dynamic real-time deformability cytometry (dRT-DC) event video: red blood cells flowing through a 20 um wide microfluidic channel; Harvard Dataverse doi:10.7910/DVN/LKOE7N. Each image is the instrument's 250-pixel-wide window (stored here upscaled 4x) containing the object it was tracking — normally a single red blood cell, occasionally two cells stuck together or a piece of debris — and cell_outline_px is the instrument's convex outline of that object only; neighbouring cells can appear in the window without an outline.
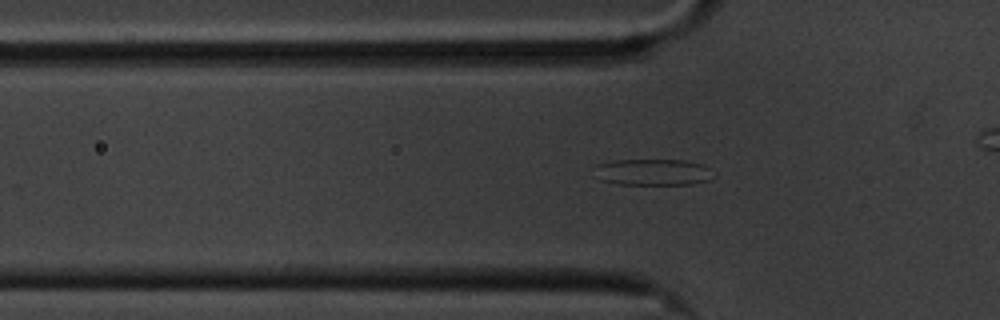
{"species": "common noctule bat (a hibernating species)", "species_latin": "Nyctalus noctula", "temperature_condition": "cold", "stored_images_in_passage": 32, "camera_frame_rate_fps": 3000, "um_per_image_px": 0.085, "animal": {"sex": "male", "body_mass_g": 20.1, "forearm_length_mm": 53.5}, "frame": {"image": 1, "passage_image": 3, "time_ms": 0.667, "image_size_px": [1000, 320], "cell_outline_px": [[716, 176], [708, 180], [692, 184], [616, 184], [600, 180], [596, 164], [612, 160], [684, 160], [704, 164], [716, 172]], "centroid_in_image_um": [55.59, 14.62], "position_along_channel_um": 70.2, "area_um2": 18.44}}
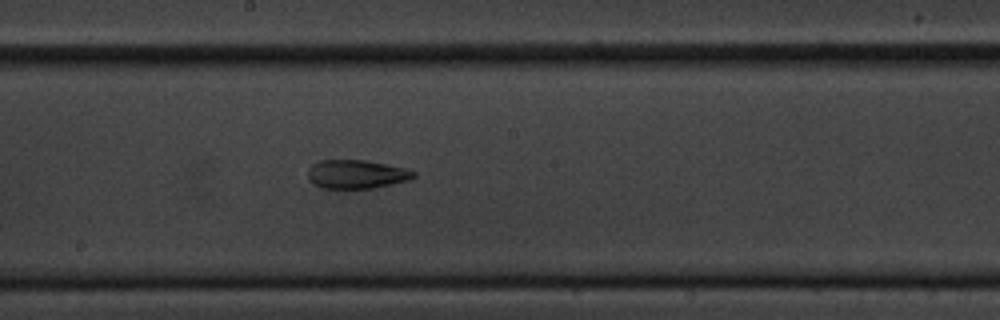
{"frame": {"image": 2, "passage_image": 16, "time_ms": 5.0, "image_size_px": [1000, 320], "cell_outline_px": [[416, 176], [408, 180], [376, 188], [324, 188], [312, 184], [308, 180], [308, 168], [312, 164], [320, 160], [368, 160], [404, 168], [416, 172]], "centroid_in_image_um": [30.28, 14.81], "position_along_channel_um": 217.9, "area_um2": 17.8}}
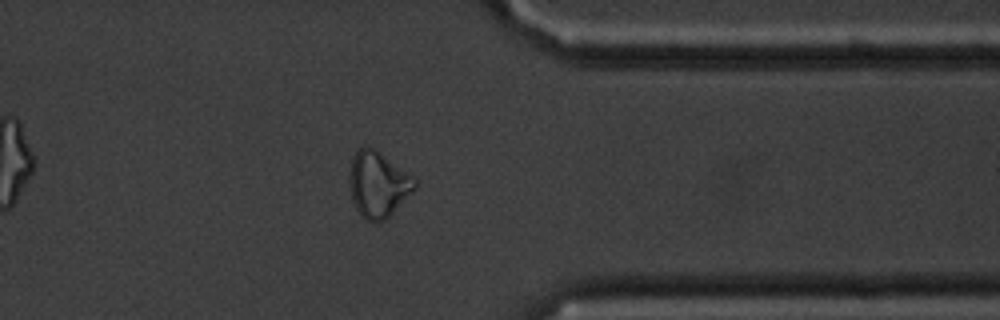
{"frame": {"image": 3, "passage_image": 31, "time_ms": 10.0, "image_size_px": [1000, 320], "cell_outline_px": [[416, 188], [384, 220], [368, 220], [356, 208], [352, 200], [348, 184], [348, 180], [352, 160], [356, 148], [364, 144], [380, 152], [408, 172], [416, 180]], "centroid_in_image_um": [32.11, 15.61], "position_along_channel_um": 379.3, "area_um2": 24.74}}